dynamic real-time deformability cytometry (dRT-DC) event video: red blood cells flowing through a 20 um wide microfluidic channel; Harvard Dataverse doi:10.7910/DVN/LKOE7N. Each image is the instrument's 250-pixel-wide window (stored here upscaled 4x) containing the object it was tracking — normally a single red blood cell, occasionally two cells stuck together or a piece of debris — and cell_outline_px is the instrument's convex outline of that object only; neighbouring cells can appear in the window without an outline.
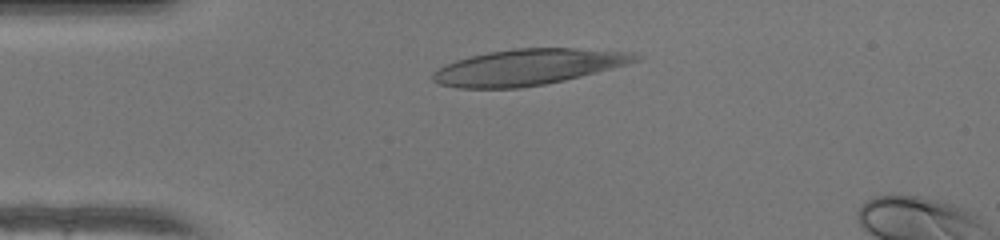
{"species": "human", "species_latin": "Homo sapiens", "temperature_condition": "warm", "stored_images_in_passage": 32, "camera_frame_rate_fps": 3000, "um_per_image_px": 0.085, "donor": {"sex": "female"}, "frame": {"image": 1, "passage_image": 3, "time_ms": 0.667, "image_size_px": [1000, 240], "cell_outline_px": [[644, 56], [640, 60], [628, 64], [564, 80], [544, 84], [520, 88], [456, 88], [440, 84], [432, 80], [432, 72], [456, 60], [488, 52], [512, 48], [576, 48], [632, 52]], "centroid_in_image_um": [44.91, 5.69], "position_along_channel_um": 40.1, "area_um2": 42.31}}
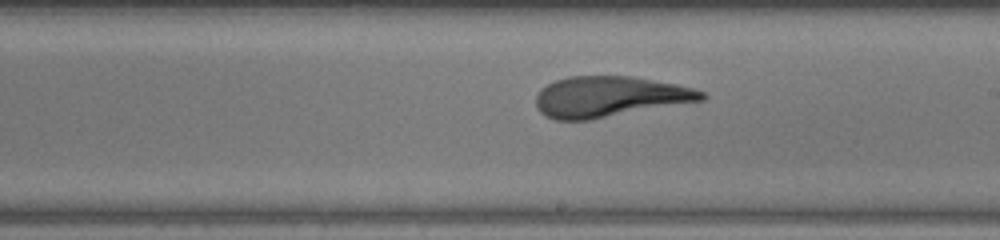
{"frame": {"image": 2, "passage_image": 19, "time_ms": 6.0, "image_size_px": [1000, 240], "cell_outline_px": [[708, 96], [704, 100], [588, 120], [556, 120], [544, 116], [536, 108], [536, 96], [540, 88], [556, 80], [568, 76], [632, 76], [676, 84], [692, 88], [704, 92]], "centroid_in_image_um": [51.78, 8.22], "position_along_channel_um": 237.2, "area_um2": 39.3}}
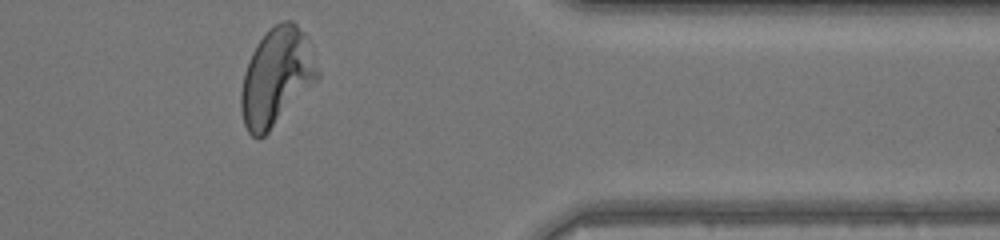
{"frame": {"image": 3, "passage_image": 31, "time_ms": 10.0, "image_size_px": [1000, 240], "cell_outline_px": [[320, 76], [268, 132], [260, 140], [256, 140], [248, 132], [244, 124], [240, 108], [240, 92], [244, 72], [248, 60], [256, 44], [280, 20], [292, 20], [304, 32], [308, 40], [320, 72]], "centroid_in_image_um": [23.48, 6.55], "position_along_channel_um": 387.9, "area_um2": 43.18}, "authors_computed_cell_mechanics": {"area_um2": 40.6045, "velocity_mm_per_s": 4.2599, "shape_relaxation_time_tau1_ms": 5.8954, "shape_relaxation_time_tau2_ms": 1.3414, "deformation_change_tau1": 0.2422, "deformation_change_tau2": 0.0956}}